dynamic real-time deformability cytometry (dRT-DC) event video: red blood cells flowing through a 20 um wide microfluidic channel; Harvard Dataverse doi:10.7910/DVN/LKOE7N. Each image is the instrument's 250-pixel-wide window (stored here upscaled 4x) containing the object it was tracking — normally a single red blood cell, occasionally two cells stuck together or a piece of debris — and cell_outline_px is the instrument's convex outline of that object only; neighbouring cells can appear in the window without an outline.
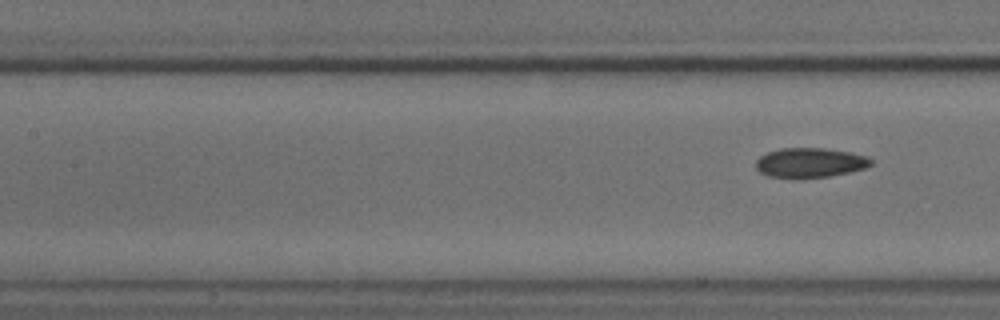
{"species": "common noctule bat (a hibernating species)", "species_latin": "Nyctalus noctula", "temperature_condition": "cold", "stored_images_in_passage": 7, "segment_of_instrument_passage": [2, 2], "camera_frame_rate_fps": 3000, "um_per_image_px": 0.085, "animal": {"sex": "male", "body_mass_g": 18.8}, "frame": {"image": 1, "passage_image": 7, "time_ms": 7.0, "image_size_px": [1000, 320], "cell_outline_px": [[872, 164], [868, 168], [828, 176], [792, 180], [768, 176], [760, 172], [756, 168], [756, 160], [760, 156], [768, 152], [780, 148], [824, 148], [852, 152], [868, 156], [872, 160]], "centroid_in_image_um": [68.85, 13.85], "position_along_channel_um": 138.6, "area_um2": 20.4}}